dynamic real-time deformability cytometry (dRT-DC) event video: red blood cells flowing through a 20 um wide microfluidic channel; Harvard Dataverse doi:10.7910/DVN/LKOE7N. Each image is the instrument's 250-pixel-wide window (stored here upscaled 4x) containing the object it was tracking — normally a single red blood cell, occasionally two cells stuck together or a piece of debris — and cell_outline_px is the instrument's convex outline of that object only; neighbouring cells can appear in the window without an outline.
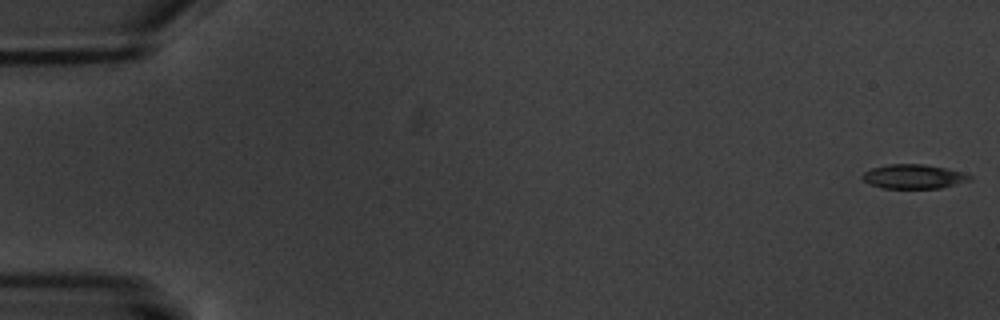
{"species": "common noctule bat (a hibernating species)", "species_latin": "Nyctalus noctula", "temperature_condition": "warm", "stored_images_in_passage": 7, "segment_of_instrument_passage": [1, 2], "camera_frame_rate_fps": 3000, "um_per_image_px": 0.085, "animal": {"sex": "male", "body_mass_g": 20.1, "forearm_length_mm": 53.5}, "frame": {"image": 1, "passage_image": 1, "time_ms": 0.0, "image_size_px": [1000, 320], "cell_outline_px": [[972, 180], [940, 188], [884, 188], [868, 184], [860, 176], [864, 172], [872, 168], [888, 164], [924, 164], [948, 168], [972, 176]], "centroid_in_image_um": [77.64, 15.0], "position_along_channel_um": 7.4, "area_um2": 15.2}}